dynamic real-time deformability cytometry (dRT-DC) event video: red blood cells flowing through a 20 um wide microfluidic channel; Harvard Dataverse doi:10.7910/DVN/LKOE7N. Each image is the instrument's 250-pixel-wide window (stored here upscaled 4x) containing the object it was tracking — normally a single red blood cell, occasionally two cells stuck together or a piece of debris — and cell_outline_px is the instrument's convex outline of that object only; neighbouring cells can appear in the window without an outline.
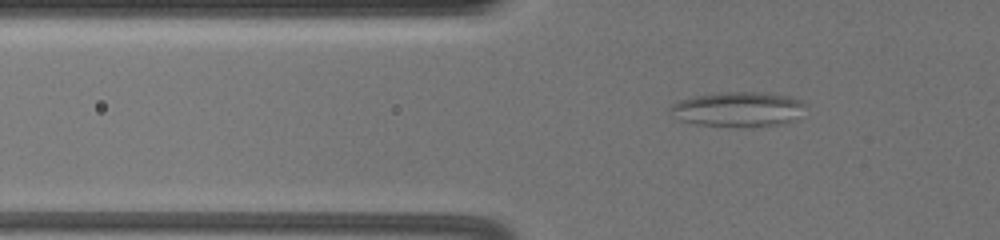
{"species": "common noctule bat (a hibernating species)", "species_latin": "Nyctalus noctula", "temperature_condition": "warm", "stored_images_in_passage": 64, "camera_frame_rate_fps": 3000, "um_per_image_px": 0.085, "animal": {"sex": "female", "body_mass_g": 19.5, "forearm_length_mm": 54.1}, "frame": {"image": 1, "passage_image": 26, "time_ms": 8.333, "image_size_px": [1000, 240], "cell_outline_px": [[804, 104], [796, 120], [784, 124], [752, 128], [740, 128], [696, 124], [680, 120], [668, 108], [672, 104], [680, 100], [692, 96], [724, 92], [756, 92], [792, 96], [800, 100]], "centroid_in_image_um": [62.75, 9.31], "position_along_channel_um": 63.1, "area_um2": 27.8}}
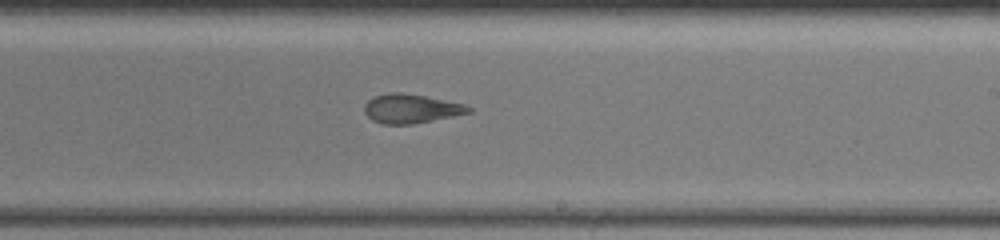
{"frame": {"image": 2, "passage_image": 44, "time_ms": 14.333, "image_size_px": [1000, 240], "cell_outline_px": [[472, 112], [412, 124], [380, 124], [372, 120], [364, 112], [364, 104], [368, 100], [376, 96], [392, 92], [404, 92], [464, 104], [472, 108]], "centroid_in_image_um": [34.91, 9.23], "position_along_channel_um": 254.1, "area_um2": 17.51}}
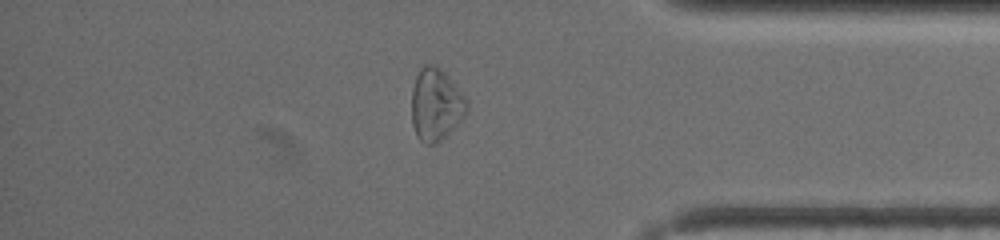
{"frame": {"image": 3, "passage_image": 58, "time_ms": 19.0, "image_size_px": [1000, 240], "cell_outline_px": [[468, 108], [464, 116], [436, 144], [424, 144], [416, 136], [412, 124], [412, 88], [416, 76], [420, 68], [424, 64], [432, 64], [440, 68], [444, 72], [468, 100]], "centroid_in_image_um": [37.03, 8.88], "position_along_channel_um": 398.2, "area_um2": 23.06}}